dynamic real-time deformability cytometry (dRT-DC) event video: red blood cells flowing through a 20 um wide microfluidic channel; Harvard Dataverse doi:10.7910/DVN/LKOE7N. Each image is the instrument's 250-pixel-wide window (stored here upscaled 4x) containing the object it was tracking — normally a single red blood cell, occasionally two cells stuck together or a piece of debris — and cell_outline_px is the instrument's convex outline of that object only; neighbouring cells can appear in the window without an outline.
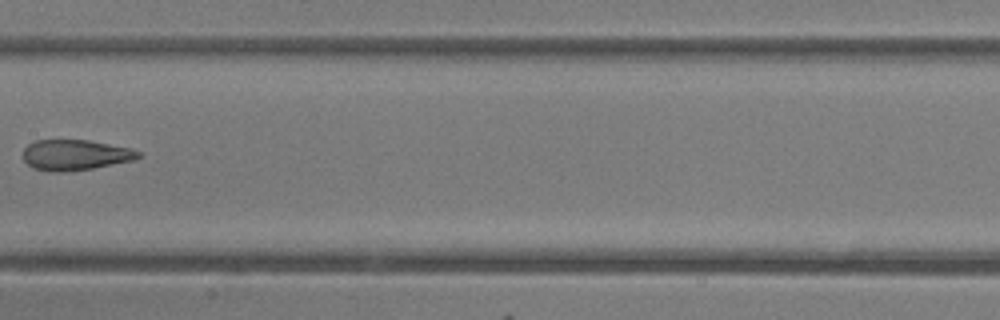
{"species": "common noctule bat (a hibernating species)", "species_latin": "Nyctalus noctula", "temperature_condition": "room temperature", "stored_images_in_passage": 7, "camera_frame_rate_fps": 3000, "um_per_image_px": 0.085, "animal": {"sex": "female"}, "frame": {"image": 1, "passage_image": 7, "time_ms": 7.0, "image_size_px": [1000, 320], "cell_outline_px": [[144, 156], [132, 160], [92, 168], [60, 172], [52, 172], [32, 168], [24, 160], [24, 148], [28, 144], [36, 140], [88, 140], [132, 148], [140, 152]], "centroid_in_image_um": [6.4, 13.16], "position_along_channel_um": 201.0, "area_um2": 20.46}}